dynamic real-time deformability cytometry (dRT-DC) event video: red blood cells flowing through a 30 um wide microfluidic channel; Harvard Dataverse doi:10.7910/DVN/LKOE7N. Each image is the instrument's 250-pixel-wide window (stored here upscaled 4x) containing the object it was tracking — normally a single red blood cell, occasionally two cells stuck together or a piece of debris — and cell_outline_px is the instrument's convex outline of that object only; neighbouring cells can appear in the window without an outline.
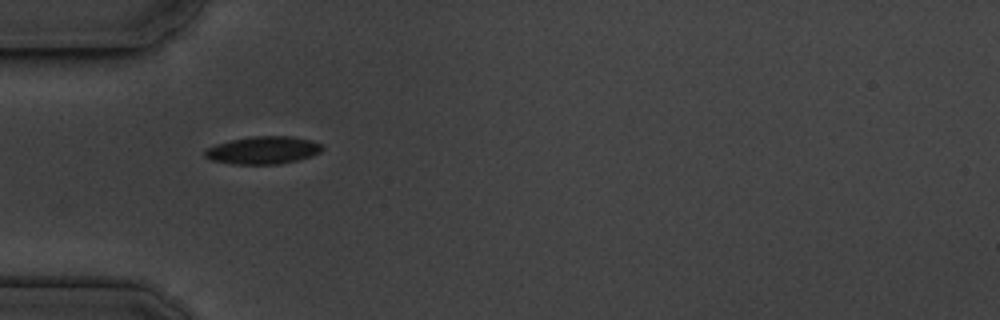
{"species": "common noctule bat (a hibernating species)", "species_latin": "Nyctalus noctula", "temperature_condition": "cold", "stored_images_in_passage": 39, "camera_frame_rate_fps": 3000, "um_per_image_px": 0.085, "animal": {"sex": "male", "body_mass_g": 19.5, "forearm_length_mm": 54.6}, "frame": {"image": 1, "passage_image": 1, "time_ms": 0.0, "image_size_px": [1000, 320], "cell_outline_px": [[324, 148], [320, 152], [312, 156], [280, 164], [232, 164], [212, 160], [204, 156], [204, 148], [216, 144], [232, 140], [252, 136], [292, 136], [312, 140], [320, 144]], "centroid_in_image_um": [22.35, 12.76], "position_along_channel_um": 62.6, "area_um2": 18.96}}
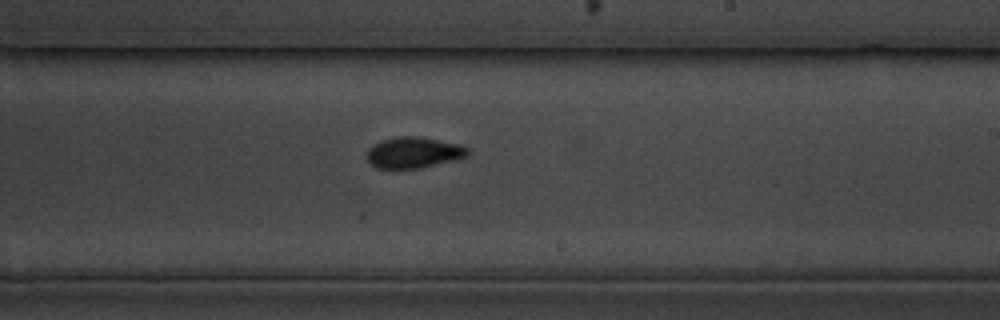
{"frame": {"image": 2, "passage_image": 17, "time_ms": 5.333, "image_size_px": [1000, 320], "cell_outline_px": [[468, 156], [420, 168], [376, 168], [368, 164], [368, 148], [384, 140], [396, 136], [420, 136], [460, 144], [468, 148]], "centroid_in_image_um": [35.15, 12.96], "position_along_channel_um": 253.8, "area_um2": 18.09}}
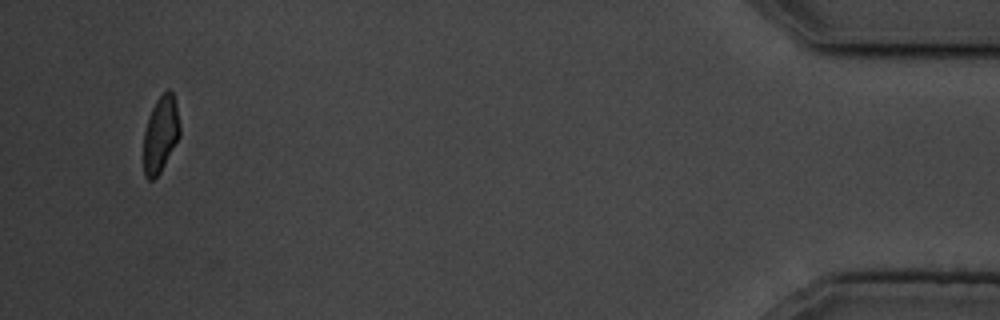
{"frame": {"image": 3, "passage_image": 37, "time_ms": 12.0, "image_size_px": [1000, 320], "cell_outline_px": [[180, 136], [160, 172], [152, 180], [148, 180], [144, 176], [144, 132], [148, 116], [156, 100], [168, 88], [172, 92], [176, 104], [180, 124]], "centroid_in_image_um": [13.65, 11.4], "position_along_channel_um": 421.6, "area_um2": 16.07}, "authors_computed_cell_mechanics": {"area_um2": 18.0336, "velocity_mm_per_s": 3.6431, "shape_relaxation_time_tau1_ms": 3.7362, "shape_relaxation_time_tau2_ms": 3.0332, "deformation_change_tau1": 0.1042, "deformation_change_tau2": 0.0583}}